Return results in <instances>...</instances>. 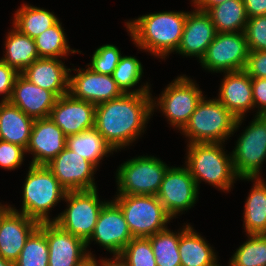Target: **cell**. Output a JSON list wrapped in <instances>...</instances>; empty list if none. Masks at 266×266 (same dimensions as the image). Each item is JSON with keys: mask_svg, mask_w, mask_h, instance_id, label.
Returning a JSON list of instances; mask_svg holds the SVG:
<instances>
[{"mask_svg": "<svg viewBox=\"0 0 266 266\" xmlns=\"http://www.w3.org/2000/svg\"><path fill=\"white\" fill-rule=\"evenodd\" d=\"M152 97V93H124L96 105L94 127L116 152L130 146L146 131L153 116Z\"/></svg>", "mask_w": 266, "mask_h": 266, "instance_id": "cell-1", "label": "cell"}, {"mask_svg": "<svg viewBox=\"0 0 266 266\" xmlns=\"http://www.w3.org/2000/svg\"><path fill=\"white\" fill-rule=\"evenodd\" d=\"M187 13L175 10L148 13L125 22V26L140 51L165 60L180 44Z\"/></svg>", "mask_w": 266, "mask_h": 266, "instance_id": "cell-2", "label": "cell"}, {"mask_svg": "<svg viewBox=\"0 0 266 266\" xmlns=\"http://www.w3.org/2000/svg\"><path fill=\"white\" fill-rule=\"evenodd\" d=\"M223 145L225 143L187 144L184 164L198 190L203 181L228 193L239 179L233 167L232 153L227 154Z\"/></svg>", "mask_w": 266, "mask_h": 266, "instance_id": "cell-3", "label": "cell"}, {"mask_svg": "<svg viewBox=\"0 0 266 266\" xmlns=\"http://www.w3.org/2000/svg\"><path fill=\"white\" fill-rule=\"evenodd\" d=\"M244 120L245 117L237 119L216 98L208 100L205 95L180 133L187 138V144L225 143Z\"/></svg>", "mask_w": 266, "mask_h": 266, "instance_id": "cell-4", "label": "cell"}, {"mask_svg": "<svg viewBox=\"0 0 266 266\" xmlns=\"http://www.w3.org/2000/svg\"><path fill=\"white\" fill-rule=\"evenodd\" d=\"M28 169L22 187V207L19 210L10 205V208L39 223L52 222L50 212L64 200L67 190L46 165L29 164Z\"/></svg>", "mask_w": 266, "mask_h": 266, "instance_id": "cell-5", "label": "cell"}, {"mask_svg": "<svg viewBox=\"0 0 266 266\" xmlns=\"http://www.w3.org/2000/svg\"><path fill=\"white\" fill-rule=\"evenodd\" d=\"M203 97L204 94L195 80L185 74L178 75L159 97H152L153 114L159 109L169 121L170 127L181 131Z\"/></svg>", "mask_w": 266, "mask_h": 266, "instance_id": "cell-6", "label": "cell"}, {"mask_svg": "<svg viewBox=\"0 0 266 266\" xmlns=\"http://www.w3.org/2000/svg\"><path fill=\"white\" fill-rule=\"evenodd\" d=\"M169 167L163 160L151 155L124 161L116 170L115 195H157Z\"/></svg>", "mask_w": 266, "mask_h": 266, "instance_id": "cell-7", "label": "cell"}, {"mask_svg": "<svg viewBox=\"0 0 266 266\" xmlns=\"http://www.w3.org/2000/svg\"><path fill=\"white\" fill-rule=\"evenodd\" d=\"M98 189L67 191V208L52 218L64 231L81 238L85 243L93 234L98 216L109 200H100Z\"/></svg>", "mask_w": 266, "mask_h": 266, "instance_id": "cell-8", "label": "cell"}, {"mask_svg": "<svg viewBox=\"0 0 266 266\" xmlns=\"http://www.w3.org/2000/svg\"><path fill=\"white\" fill-rule=\"evenodd\" d=\"M113 201L121 208L134 238L152 236L173 220L157 195H116Z\"/></svg>", "mask_w": 266, "mask_h": 266, "instance_id": "cell-9", "label": "cell"}, {"mask_svg": "<svg viewBox=\"0 0 266 266\" xmlns=\"http://www.w3.org/2000/svg\"><path fill=\"white\" fill-rule=\"evenodd\" d=\"M253 118L237 138L231 152L239 178L262 177L260 170L266 162V116L254 115Z\"/></svg>", "mask_w": 266, "mask_h": 266, "instance_id": "cell-10", "label": "cell"}, {"mask_svg": "<svg viewBox=\"0 0 266 266\" xmlns=\"http://www.w3.org/2000/svg\"><path fill=\"white\" fill-rule=\"evenodd\" d=\"M248 53L244 32H217L199 63L211 73L241 71L245 69Z\"/></svg>", "mask_w": 266, "mask_h": 266, "instance_id": "cell-11", "label": "cell"}, {"mask_svg": "<svg viewBox=\"0 0 266 266\" xmlns=\"http://www.w3.org/2000/svg\"><path fill=\"white\" fill-rule=\"evenodd\" d=\"M199 190L188 168L170 166L166 171L157 198L172 218L195 206Z\"/></svg>", "mask_w": 266, "mask_h": 266, "instance_id": "cell-12", "label": "cell"}, {"mask_svg": "<svg viewBox=\"0 0 266 266\" xmlns=\"http://www.w3.org/2000/svg\"><path fill=\"white\" fill-rule=\"evenodd\" d=\"M133 238L121 208L109 200L100 211L93 234L86 242L88 255H93L88 249L93 241L110 254L120 255Z\"/></svg>", "mask_w": 266, "mask_h": 266, "instance_id": "cell-13", "label": "cell"}, {"mask_svg": "<svg viewBox=\"0 0 266 266\" xmlns=\"http://www.w3.org/2000/svg\"><path fill=\"white\" fill-rule=\"evenodd\" d=\"M46 166L67 191L98 187L94 178L98 168L66 147Z\"/></svg>", "mask_w": 266, "mask_h": 266, "instance_id": "cell-14", "label": "cell"}, {"mask_svg": "<svg viewBox=\"0 0 266 266\" xmlns=\"http://www.w3.org/2000/svg\"><path fill=\"white\" fill-rule=\"evenodd\" d=\"M85 66L87 68L70 69L68 93L72 97L98 105L124 94L112 75L96 73ZM72 71H76L77 74L72 75Z\"/></svg>", "mask_w": 266, "mask_h": 266, "instance_id": "cell-15", "label": "cell"}, {"mask_svg": "<svg viewBox=\"0 0 266 266\" xmlns=\"http://www.w3.org/2000/svg\"><path fill=\"white\" fill-rule=\"evenodd\" d=\"M95 110L96 105L68 93L57 98L49 117L68 137L94 128Z\"/></svg>", "mask_w": 266, "mask_h": 266, "instance_id": "cell-16", "label": "cell"}, {"mask_svg": "<svg viewBox=\"0 0 266 266\" xmlns=\"http://www.w3.org/2000/svg\"><path fill=\"white\" fill-rule=\"evenodd\" d=\"M38 227L45 233L48 242V266H77L88 256L86 243L54 222H42Z\"/></svg>", "mask_w": 266, "mask_h": 266, "instance_id": "cell-17", "label": "cell"}, {"mask_svg": "<svg viewBox=\"0 0 266 266\" xmlns=\"http://www.w3.org/2000/svg\"><path fill=\"white\" fill-rule=\"evenodd\" d=\"M217 31L210 15L196 8L188 11L180 44L176 54L183 57H197L200 62L208 46L212 43Z\"/></svg>", "mask_w": 266, "mask_h": 266, "instance_id": "cell-18", "label": "cell"}, {"mask_svg": "<svg viewBox=\"0 0 266 266\" xmlns=\"http://www.w3.org/2000/svg\"><path fill=\"white\" fill-rule=\"evenodd\" d=\"M67 137L50 117L35 119L30 140L26 148L33 156L30 164L47 165L65 147Z\"/></svg>", "mask_w": 266, "mask_h": 266, "instance_id": "cell-19", "label": "cell"}, {"mask_svg": "<svg viewBox=\"0 0 266 266\" xmlns=\"http://www.w3.org/2000/svg\"><path fill=\"white\" fill-rule=\"evenodd\" d=\"M39 224L35 219L9 208L0 219V255L15 262Z\"/></svg>", "mask_w": 266, "mask_h": 266, "instance_id": "cell-20", "label": "cell"}, {"mask_svg": "<svg viewBox=\"0 0 266 266\" xmlns=\"http://www.w3.org/2000/svg\"><path fill=\"white\" fill-rule=\"evenodd\" d=\"M218 96L221 102L237 119L254 110L252 78L244 71L224 72Z\"/></svg>", "mask_w": 266, "mask_h": 266, "instance_id": "cell-21", "label": "cell"}, {"mask_svg": "<svg viewBox=\"0 0 266 266\" xmlns=\"http://www.w3.org/2000/svg\"><path fill=\"white\" fill-rule=\"evenodd\" d=\"M57 96L31 83L21 73L17 76L9 102L33 119L48 118Z\"/></svg>", "mask_w": 266, "mask_h": 266, "instance_id": "cell-22", "label": "cell"}, {"mask_svg": "<svg viewBox=\"0 0 266 266\" xmlns=\"http://www.w3.org/2000/svg\"><path fill=\"white\" fill-rule=\"evenodd\" d=\"M21 74L31 83L53 92L57 97L69 92L70 68L61 59H36Z\"/></svg>", "mask_w": 266, "mask_h": 266, "instance_id": "cell-23", "label": "cell"}, {"mask_svg": "<svg viewBox=\"0 0 266 266\" xmlns=\"http://www.w3.org/2000/svg\"><path fill=\"white\" fill-rule=\"evenodd\" d=\"M35 119L9 101H0V140L28 146Z\"/></svg>", "mask_w": 266, "mask_h": 266, "instance_id": "cell-24", "label": "cell"}, {"mask_svg": "<svg viewBox=\"0 0 266 266\" xmlns=\"http://www.w3.org/2000/svg\"><path fill=\"white\" fill-rule=\"evenodd\" d=\"M214 247L190 225L178 245L181 266H220Z\"/></svg>", "mask_w": 266, "mask_h": 266, "instance_id": "cell-25", "label": "cell"}, {"mask_svg": "<svg viewBox=\"0 0 266 266\" xmlns=\"http://www.w3.org/2000/svg\"><path fill=\"white\" fill-rule=\"evenodd\" d=\"M238 180L254 182L244 205L245 234H266V181L262 177Z\"/></svg>", "mask_w": 266, "mask_h": 266, "instance_id": "cell-26", "label": "cell"}, {"mask_svg": "<svg viewBox=\"0 0 266 266\" xmlns=\"http://www.w3.org/2000/svg\"><path fill=\"white\" fill-rule=\"evenodd\" d=\"M66 148L87 159L97 168L105 157L116 152L95 127L68 136Z\"/></svg>", "mask_w": 266, "mask_h": 266, "instance_id": "cell-27", "label": "cell"}, {"mask_svg": "<svg viewBox=\"0 0 266 266\" xmlns=\"http://www.w3.org/2000/svg\"><path fill=\"white\" fill-rule=\"evenodd\" d=\"M7 33L4 55L0 59L22 73L36 59H39L35 41L14 27Z\"/></svg>", "mask_w": 266, "mask_h": 266, "instance_id": "cell-28", "label": "cell"}, {"mask_svg": "<svg viewBox=\"0 0 266 266\" xmlns=\"http://www.w3.org/2000/svg\"><path fill=\"white\" fill-rule=\"evenodd\" d=\"M60 19L45 8L33 6L31 4H21L15 11L12 26L20 33L34 39L55 25Z\"/></svg>", "mask_w": 266, "mask_h": 266, "instance_id": "cell-29", "label": "cell"}, {"mask_svg": "<svg viewBox=\"0 0 266 266\" xmlns=\"http://www.w3.org/2000/svg\"><path fill=\"white\" fill-rule=\"evenodd\" d=\"M207 13L218 33L245 31L248 17L243 0H227L211 7Z\"/></svg>", "mask_w": 266, "mask_h": 266, "instance_id": "cell-30", "label": "cell"}, {"mask_svg": "<svg viewBox=\"0 0 266 266\" xmlns=\"http://www.w3.org/2000/svg\"><path fill=\"white\" fill-rule=\"evenodd\" d=\"M190 225V223H185L181 228L174 232L167 227L166 229L147 237L150 240L157 266H181L178 250L180 235Z\"/></svg>", "mask_w": 266, "mask_h": 266, "instance_id": "cell-31", "label": "cell"}, {"mask_svg": "<svg viewBox=\"0 0 266 266\" xmlns=\"http://www.w3.org/2000/svg\"><path fill=\"white\" fill-rule=\"evenodd\" d=\"M64 30L62 22L59 20L55 25L34 38L39 58H57L63 60L69 54H81L79 49L75 50L70 48Z\"/></svg>", "mask_w": 266, "mask_h": 266, "instance_id": "cell-32", "label": "cell"}, {"mask_svg": "<svg viewBox=\"0 0 266 266\" xmlns=\"http://www.w3.org/2000/svg\"><path fill=\"white\" fill-rule=\"evenodd\" d=\"M143 65L135 56H122L113 72V79L123 93H151L150 83H141V86L134 88L139 84L143 77ZM132 88H134L132 90Z\"/></svg>", "mask_w": 266, "mask_h": 266, "instance_id": "cell-33", "label": "cell"}, {"mask_svg": "<svg viewBox=\"0 0 266 266\" xmlns=\"http://www.w3.org/2000/svg\"><path fill=\"white\" fill-rule=\"evenodd\" d=\"M248 237L228 261V266H266V234Z\"/></svg>", "mask_w": 266, "mask_h": 266, "instance_id": "cell-34", "label": "cell"}, {"mask_svg": "<svg viewBox=\"0 0 266 266\" xmlns=\"http://www.w3.org/2000/svg\"><path fill=\"white\" fill-rule=\"evenodd\" d=\"M49 250L45 233L37 227L28 237L15 266H48Z\"/></svg>", "mask_w": 266, "mask_h": 266, "instance_id": "cell-35", "label": "cell"}, {"mask_svg": "<svg viewBox=\"0 0 266 266\" xmlns=\"http://www.w3.org/2000/svg\"><path fill=\"white\" fill-rule=\"evenodd\" d=\"M120 255L129 266H157L150 240L145 237L133 238Z\"/></svg>", "mask_w": 266, "mask_h": 266, "instance_id": "cell-36", "label": "cell"}, {"mask_svg": "<svg viewBox=\"0 0 266 266\" xmlns=\"http://www.w3.org/2000/svg\"><path fill=\"white\" fill-rule=\"evenodd\" d=\"M121 57V50L116 45L104 44L93 52L91 62L86 65L96 73L113 75Z\"/></svg>", "mask_w": 266, "mask_h": 266, "instance_id": "cell-37", "label": "cell"}, {"mask_svg": "<svg viewBox=\"0 0 266 266\" xmlns=\"http://www.w3.org/2000/svg\"><path fill=\"white\" fill-rule=\"evenodd\" d=\"M244 33L249 51H265L266 15L248 18Z\"/></svg>", "mask_w": 266, "mask_h": 266, "instance_id": "cell-38", "label": "cell"}, {"mask_svg": "<svg viewBox=\"0 0 266 266\" xmlns=\"http://www.w3.org/2000/svg\"><path fill=\"white\" fill-rule=\"evenodd\" d=\"M26 149L20 145L0 140V167L15 170L25 161Z\"/></svg>", "mask_w": 266, "mask_h": 266, "instance_id": "cell-39", "label": "cell"}, {"mask_svg": "<svg viewBox=\"0 0 266 266\" xmlns=\"http://www.w3.org/2000/svg\"><path fill=\"white\" fill-rule=\"evenodd\" d=\"M20 73L0 59V95L1 101H9L17 76Z\"/></svg>", "mask_w": 266, "mask_h": 266, "instance_id": "cell-40", "label": "cell"}, {"mask_svg": "<svg viewBox=\"0 0 266 266\" xmlns=\"http://www.w3.org/2000/svg\"><path fill=\"white\" fill-rule=\"evenodd\" d=\"M244 71L251 78H266V50L249 51Z\"/></svg>", "mask_w": 266, "mask_h": 266, "instance_id": "cell-41", "label": "cell"}, {"mask_svg": "<svg viewBox=\"0 0 266 266\" xmlns=\"http://www.w3.org/2000/svg\"><path fill=\"white\" fill-rule=\"evenodd\" d=\"M252 92L256 115L266 114V78H252Z\"/></svg>", "mask_w": 266, "mask_h": 266, "instance_id": "cell-42", "label": "cell"}, {"mask_svg": "<svg viewBox=\"0 0 266 266\" xmlns=\"http://www.w3.org/2000/svg\"><path fill=\"white\" fill-rule=\"evenodd\" d=\"M248 18L266 15V0H243Z\"/></svg>", "mask_w": 266, "mask_h": 266, "instance_id": "cell-43", "label": "cell"}, {"mask_svg": "<svg viewBox=\"0 0 266 266\" xmlns=\"http://www.w3.org/2000/svg\"><path fill=\"white\" fill-rule=\"evenodd\" d=\"M225 1L227 0H191V6L195 7L198 10L207 12L211 7Z\"/></svg>", "mask_w": 266, "mask_h": 266, "instance_id": "cell-44", "label": "cell"}, {"mask_svg": "<svg viewBox=\"0 0 266 266\" xmlns=\"http://www.w3.org/2000/svg\"><path fill=\"white\" fill-rule=\"evenodd\" d=\"M100 266H129L121 255H113L110 258H100Z\"/></svg>", "mask_w": 266, "mask_h": 266, "instance_id": "cell-45", "label": "cell"}, {"mask_svg": "<svg viewBox=\"0 0 266 266\" xmlns=\"http://www.w3.org/2000/svg\"><path fill=\"white\" fill-rule=\"evenodd\" d=\"M77 266H100V259L94 255H88Z\"/></svg>", "mask_w": 266, "mask_h": 266, "instance_id": "cell-46", "label": "cell"}, {"mask_svg": "<svg viewBox=\"0 0 266 266\" xmlns=\"http://www.w3.org/2000/svg\"><path fill=\"white\" fill-rule=\"evenodd\" d=\"M0 266H15V262H12L10 260L4 259L1 255H0Z\"/></svg>", "mask_w": 266, "mask_h": 266, "instance_id": "cell-47", "label": "cell"}, {"mask_svg": "<svg viewBox=\"0 0 266 266\" xmlns=\"http://www.w3.org/2000/svg\"><path fill=\"white\" fill-rule=\"evenodd\" d=\"M10 208V204L8 205V204H2L1 202H0V219H1V217L3 216V214L8 210Z\"/></svg>", "mask_w": 266, "mask_h": 266, "instance_id": "cell-48", "label": "cell"}]
</instances>
